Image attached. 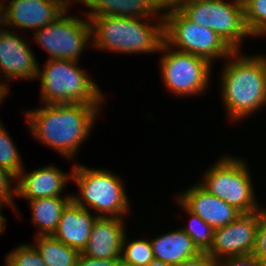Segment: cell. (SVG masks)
Listing matches in <instances>:
<instances>
[{
    "instance_id": "cell-1",
    "label": "cell",
    "mask_w": 266,
    "mask_h": 266,
    "mask_svg": "<svg viewBox=\"0 0 266 266\" xmlns=\"http://www.w3.org/2000/svg\"><path fill=\"white\" fill-rule=\"evenodd\" d=\"M102 108L89 104H43L24 115L35 140L72 160L89 137Z\"/></svg>"
},
{
    "instance_id": "cell-2",
    "label": "cell",
    "mask_w": 266,
    "mask_h": 266,
    "mask_svg": "<svg viewBox=\"0 0 266 266\" xmlns=\"http://www.w3.org/2000/svg\"><path fill=\"white\" fill-rule=\"evenodd\" d=\"M224 63L221 99L229 120L235 123L266 106V56L233 51Z\"/></svg>"
},
{
    "instance_id": "cell-3",
    "label": "cell",
    "mask_w": 266,
    "mask_h": 266,
    "mask_svg": "<svg viewBox=\"0 0 266 266\" xmlns=\"http://www.w3.org/2000/svg\"><path fill=\"white\" fill-rule=\"evenodd\" d=\"M152 20H155V24L150 23ZM90 22L91 46L97 50L128 55L156 52L158 54L164 42L163 14L159 18L94 17Z\"/></svg>"
},
{
    "instance_id": "cell-4",
    "label": "cell",
    "mask_w": 266,
    "mask_h": 266,
    "mask_svg": "<svg viewBox=\"0 0 266 266\" xmlns=\"http://www.w3.org/2000/svg\"><path fill=\"white\" fill-rule=\"evenodd\" d=\"M43 70L38 67L41 102L43 104L105 105V95L99 85L78 61L48 59ZM87 72V73H86Z\"/></svg>"
},
{
    "instance_id": "cell-5",
    "label": "cell",
    "mask_w": 266,
    "mask_h": 266,
    "mask_svg": "<svg viewBox=\"0 0 266 266\" xmlns=\"http://www.w3.org/2000/svg\"><path fill=\"white\" fill-rule=\"evenodd\" d=\"M72 180L78 185L79 193L72 194V199L82 208L95 210L97 217L124 219V215H128L129 196L119 176L107 169L76 163L72 167Z\"/></svg>"
},
{
    "instance_id": "cell-6",
    "label": "cell",
    "mask_w": 266,
    "mask_h": 266,
    "mask_svg": "<svg viewBox=\"0 0 266 266\" xmlns=\"http://www.w3.org/2000/svg\"><path fill=\"white\" fill-rule=\"evenodd\" d=\"M250 169L245 160L229 155L220 157L205 170L198 183L207 192L235 207L242 214L260 209L255 197Z\"/></svg>"
},
{
    "instance_id": "cell-7",
    "label": "cell",
    "mask_w": 266,
    "mask_h": 266,
    "mask_svg": "<svg viewBox=\"0 0 266 266\" xmlns=\"http://www.w3.org/2000/svg\"><path fill=\"white\" fill-rule=\"evenodd\" d=\"M189 20L211 28L233 50L251 36L244 18L242 0H170Z\"/></svg>"
},
{
    "instance_id": "cell-8",
    "label": "cell",
    "mask_w": 266,
    "mask_h": 266,
    "mask_svg": "<svg viewBox=\"0 0 266 266\" xmlns=\"http://www.w3.org/2000/svg\"><path fill=\"white\" fill-rule=\"evenodd\" d=\"M162 14L164 42L171 48L205 58L211 64L233 52L211 28L189 20L170 0L165 2Z\"/></svg>"
},
{
    "instance_id": "cell-9",
    "label": "cell",
    "mask_w": 266,
    "mask_h": 266,
    "mask_svg": "<svg viewBox=\"0 0 266 266\" xmlns=\"http://www.w3.org/2000/svg\"><path fill=\"white\" fill-rule=\"evenodd\" d=\"M161 52L160 76L169 92L180 97H192L207 91L213 64L205 58L173 49L165 42L160 47Z\"/></svg>"
},
{
    "instance_id": "cell-10",
    "label": "cell",
    "mask_w": 266,
    "mask_h": 266,
    "mask_svg": "<svg viewBox=\"0 0 266 266\" xmlns=\"http://www.w3.org/2000/svg\"><path fill=\"white\" fill-rule=\"evenodd\" d=\"M68 10L70 8L54 22L35 30L32 34L35 43L50 55L48 59L79 61L84 49L92 44L90 20L87 17L80 19V17L70 16L67 14Z\"/></svg>"
},
{
    "instance_id": "cell-11",
    "label": "cell",
    "mask_w": 266,
    "mask_h": 266,
    "mask_svg": "<svg viewBox=\"0 0 266 266\" xmlns=\"http://www.w3.org/2000/svg\"><path fill=\"white\" fill-rule=\"evenodd\" d=\"M258 226V211L241 214L225 227L214 230L213 244L207 252L218 261L226 257L252 254Z\"/></svg>"
},
{
    "instance_id": "cell-12",
    "label": "cell",
    "mask_w": 266,
    "mask_h": 266,
    "mask_svg": "<svg viewBox=\"0 0 266 266\" xmlns=\"http://www.w3.org/2000/svg\"><path fill=\"white\" fill-rule=\"evenodd\" d=\"M18 33L10 29L0 34V73L9 83L12 79H37L39 63L36 56L29 49L28 39H23ZM0 74V77H1ZM0 83L9 89L8 83Z\"/></svg>"
},
{
    "instance_id": "cell-13",
    "label": "cell",
    "mask_w": 266,
    "mask_h": 266,
    "mask_svg": "<svg viewBox=\"0 0 266 266\" xmlns=\"http://www.w3.org/2000/svg\"><path fill=\"white\" fill-rule=\"evenodd\" d=\"M74 0H10L8 28L37 30L60 17ZM29 28V29H28Z\"/></svg>"
},
{
    "instance_id": "cell-14",
    "label": "cell",
    "mask_w": 266,
    "mask_h": 266,
    "mask_svg": "<svg viewBox=\"0 0 266 266\" xmlns=\"http://www.w3.org/2000/svg\"><path fill=\"white\" fill-rule=\"evenodd\" d=\"M192 185L176 198L214 230L227 226L242 214L235 207L207 192L198 183Z\"/></svg>"
},
{
    "instance_id": "cell-15",
    "label": "cell",
    "mask_w": 266,
    "mask_h": 266,
    "mask_svg": "<svg viewBox=\"0 0 266 266\" xmlns=\"http://www.w3.org/2000/svg\"><path fill=\"white\" fill-rule=\"evenodd\" d=\"M72 181V170L66 174L60 168L47 165L32 172H20L17 177V196L27 200L45 197H63L62 191Z\"/></svg>"
},
{
    "instance_id": "cell-16",
    "label": "cell",
    "mask_w": 266,
    "mask_h": 266,
    "mask_svg": "<svg viewBox=\"0 0 266 266\" xmlns=\"http://www.w3.org/2000/svg\"><path fill=\"white\" fill-rule=\"evenodd\" d=\"M124 220L117 217H97L81 254L96 259H120L127 233Z\"/></svg>"
},
{
    "instance_id": "cell-17",
    "label": "cell",
    "mask_w": 266,
    "mask_h": 266,
    "mask_svg": "<svg viewBox=\"0 0 266 266\" xmlns=\"http://www.w3.org/2000/svg\"><path fill=\"white\" fill-rule=\"evenodd\" d=\"M96 219V214H92L71 199L64 207L52 236L70 248L82 252L90 238Z\"/></svg>"
},
{
    "instance_id": "cell-18",
    "label": "cell",
    "mask_w": 266,
    "mask_h": 266,
    "mask_svg": "<svg viewBox=\"0 0 266 266\" xmlns=\"http://www.w3.org/2000/svg\"><path fill=\"white\" fill-rule=\"evenodd\" d=\"M85 5L89 12L84 17L123 16L132 18H159L167 0H74ZM161 14H160V12ZM159 13V14H158ZM159 15V16H157Z\"/></svg>"
},
{
    "instance_id": "cell-19",
    "label": "cell",
    "mask_w": 266,
    "mask_h": 266,
    "mask_svg": "<svg viewBox=\"0 0 266 266\" xmlns=\"http://www.w3.org/2000/svg\"><path fill=\"white\" fill-rule=\"evenodd\" d=\"M150 241L154 259L173 266L201 253L181 228L161 234L156 238H150Z\"/></svg>"
},
{
    "instance_id": "cell-20",
    "label": "cell",
    "mask_w": 266,
    "mask_h": 266,
    "mask_svg": "<svg viewBox=\"0 0 266 266\" xmlns=\"http://www.w3.org/2000/svg\"><path fill=\"white\" fill-rule=\"evenodd\" d=\"M72 199V193L65 197H45L28 200L32 221L37 228L35 236L52 235L61 219V213Z\"/></svg>"
},
{
    "instance_id": "cell-21",
    "label": "cell",
    "mask_w": 266,
    "mask_h": 266,
    "mask_svg": "<svg viewBox=\"0 0 266 266\" xmlns=\"http://www.w3.org/2000/svg\"><path fill=\"white\" fill-rule=\"evenodd\" d=\"M35 248L46 266H77L81 252L70 248L52 235L35 236Z\"/></svg>"
},
{
    "instance_id": "cell-22",
    "label": "cell",
    "mask_w": 266,
    "mask_h": 266,
    "mask_svg": "<svg viewBox=\"0 0 266 266\" xmlns=\"http://www.w3.org/2000/svg\"><path fill=\"white\" fill-rule=\"evenodd\" d=\"M175 199L190 218L188 225L181 229L192 239L200 252H208L213 244L214 229L197 214L189 211L177 198Z\"/></svg>"
},
{
    "instance_id": "cell-23",
    "label": "cell",
    "mask_w": 266,
    "mask_h": 266,
    "mask_svg": "<svg viewBox=\"0 0 266 266\" xmlns=\"http://www.w3.org/2000/svg\"><path fill=\"white\" fill-rule=\"evenodd\" d=\"M125 234L120 259L132 266H147L154 259L151 241L134 239L130 242Z\"/></svg>"
},
{
    "instance_id": "cell-24",
    "label": "cell",
    "mask_w": 266,
    "mask_h": 266,
    "mask_svg": "<svg viewBox=\"0 0 266 266\" xmlns=\"http://www.w3.org/2000/svg\"><path fill=\"white\" fill-rule=\"evenodd\" d=\"M0 121V168H3L16 177L23 170L24 163L21 160L20 152L11 136L6 131V127Z\"/></svg>"
},
{
    "instance_id": "cell-25",
    "label": "cell",
    "mask_w": 266,
    "mask_h": 266,
    "mask_svg": "<svg viewBox=\"0 0 266 266\" xmlns=\"http://www.w3.org/2000/svg\"><path fill=\"white\" fill-rule=\"evenodd\" d=\"M245 24L252 36L266 35V0H242Z\"/></svg>"
},
{
    "instance_id": "cell-26",
    "label": "cell",
    "mask_w": 266,
    "mask_h": 266,
    "mask_svg": "<svg viewBox=\"0 0 266 266\" xmlns=\"http://www.w3.org/2000/svg\"><path fill=\"white\" fill-rule=\"evenodd\" d=\"M5 257L8 266H46L33 244H21Z\"/></svg>"
},
{
    "instance_id": "cell-27",
    "label": "cell",
    "mask_w": 266,
    "mask_h": 266,
    "mask_svg": "<svg viewBox=\"0 0 266 266\" xmlns=\"http://www.w3.org/2000/svg\"><path fill=\"white\" fill-rule=\"evenodd\" d=\"M14 181H17V177L14 174L0 168V202L10 206L15 213L21 216L14 201V197L17 196V185L12 184Z\"/></svg>"
},
{
    "instance_id": "cell-28",
    "label": "cell",
    "mask_w": 266,
    "mask_h": 266,
    "mask_svg": "<svg viewBox=\"0 0 266 266\" xmlns=\"http://www.w3.org/2000/svg\"><path fill=\"white\" fill-rule=\"evenodd\" d=\"M252 255L266 264V208L258 210V226Z\"/></svg>"
},
{
    "instance_id": "cell-29",
    "label": "cell",
    "mask_w": 266,
    "mask_h": 266,
    "mask_svg": "<svg viewBox=\"0 0 266 266\" xmlns=\"http://www.w3.org/2000/svg\"><path fill=\"white\" fill-rule=\"evenodd\" d=\"M217 266H266L252 254L245 256L226 257L218 260Z\"/></svg>"
},
{
    "instance_id": "cell-30",
    "label": "cell",
    "mask_w": 266,
    "mask_h": 266,
    "mask_svg": "<svg viewBox=\"0 0 266 266\" xmlns=\"http://www.w3.org/2000/svg\"><path fill=\"white\" fill-rule=\"evenodd\" d=\"M176 266H217L207 252H201L197 256L187 259Z\"/></svg>"
},
{
    "instance_id": "cell-31",
    "label": "cell",
    "mask_w": 266,
    "mask_h": 266,
    "mask_svg": "<svg viewBox=\"0 0 266 266\" xmlns=\"http://www.w3.org/2000/svg\"><path fill=\"white\" fill-rule=\"evenodd\" d=\"M121 259H96L80 255L77 266H117Z\"/></svg>"
},
{
    "instance_id": "cell-32",
    "label": "cell",
    "mask_w": 266,
    "mask_h": 266,
    "mask_svg": "<svg viewBox=\"0 0 266 266\" xmlns=\"http://www.w3.org/2000/svg\"><path fill=\"white\" fill-rule=\"evenodd\" d=\"M5 1V2H4ZM0 0V34L9 29L8 26V12L6 0ZM6 26V28H4Z\"/></svg>"
},
{
    "instance_id": "cell-33",
    "label": "cell",
    "mask_w": 266,
    "mask_h": 266,
    "mask_svg": "<svg viewBox=\"0 0 266 266\" xmlns=\"http://www.w3.org/2000/svg\"><path fill=\"white\" fill-rule=\"evenodd\" d=\"M9 91L10 90L6 86H4L2 83H0V105H1L2 101H4L3 99L9 93Z\"/></svg>"
},
{
    "instance_id": "cell-34",
    "label": "cell",
    "mask_w": 266,
    "mask_h": 266,
    "mask_svg": "<svg viewBox=\"0 0 266 266\" xmlns=\"http://www.w3.org/2000/svg\"><path fill=\"white\" fill-rule=\"evenodd\" d=\"M147 266H173L171 264H168L166 262H163L161 260H158V259H153L149 265Z\"/></svg>"
},
{
    "instance_id": "cell-35",
    "label": "cell",
    "mask_w": 266,
    "mask_h": 266,
    "mask_svg": "<svg viewBox=\"0 0 266 266\" xmlns=\"http://www.w3.org/2000/svg\"><path fill=\"white\" fill-rule=\"evenodd\" d=\"M2 206H5V204L4 203H2V202H0V225L3 227V228H5L4 226H5V223H6V217H4L2 214H1V210H2Z\"/></svg>"
},
{
    "instance_id": "cell-36",
    "label": "cell",
    "mask_w": 266,
    "mask_h": 266,
    "mask_svg": "<svg viewBox=\"0 0 266 266\" xmlns=\"http://www.w3.org/2000/svg\"><path fill=\"white\" fill-rule=\"evenodd\" d=\"M117 266H132L128 263H125L124 261L120 260L118 263H117Z\"/></svg>"
},
{
    "instance_id": "cell-37",
    "label": "cell",
    "mask_w": 266,
    "mask_h": 266,
    "mask_svg": "<svg viewBox=\"0 0 266 266\" xmlns=\"http://www.w3.org/2000/svg\"><path fill=\"white\" fill-rule=\"evenodd\" d=\"M2 232H5V228H3L1 225H0V235Z\"/></svg>"
}]
</instances>
